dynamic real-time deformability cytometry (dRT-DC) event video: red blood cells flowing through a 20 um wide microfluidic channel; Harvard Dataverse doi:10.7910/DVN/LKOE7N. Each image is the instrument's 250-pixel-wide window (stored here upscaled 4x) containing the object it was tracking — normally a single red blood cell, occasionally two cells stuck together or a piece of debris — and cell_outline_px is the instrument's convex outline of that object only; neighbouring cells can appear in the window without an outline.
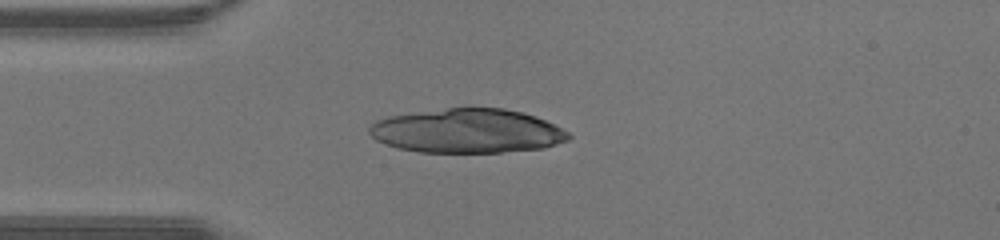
{"species": "human", "species_latin": "Homo sapiens", "temperature_condition": "warm", "stored_images_in_passage": 32, "camera_frame_rate_fps": 3000, "um_per_image_px": 0.085, "donor": {"sex": "male"}, "frame": {"image": 1, "passage_image": 1, "time_ms": 0.0, "image_size_px": [1000, 240], "cell_outline_px": [[572, 136], [568, 140], [544, 148], [500, 152], [420, 152], [396, 148], [376, 140], [368, 132], [368, 128], [376, 120], [388, 116], [448, 108], [504, 108], [524, 112], [536, 116], [568, 132]], "centroid_in_image_um": [39.71, 11.13], "position_along_channel_um": 45.3, "area_um2": 51.21}}